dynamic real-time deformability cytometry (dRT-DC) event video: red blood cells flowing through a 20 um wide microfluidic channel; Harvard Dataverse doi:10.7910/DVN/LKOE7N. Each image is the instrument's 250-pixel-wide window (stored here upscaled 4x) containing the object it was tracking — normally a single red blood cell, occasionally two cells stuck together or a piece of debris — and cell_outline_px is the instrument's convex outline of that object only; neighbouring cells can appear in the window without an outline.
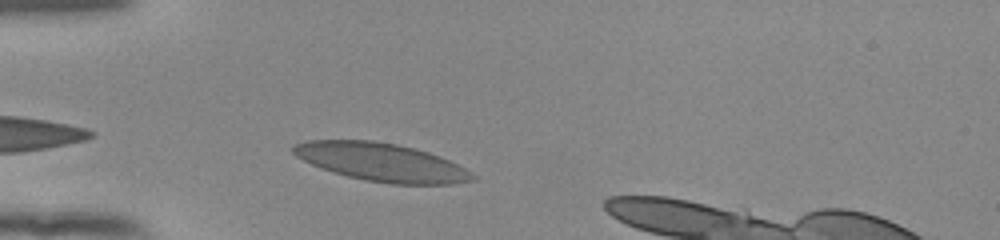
{"species": "human", "species_latin": "Homo sapiens", "temperature_condition": "room temperature", "stored_images_in_passage": 31, "camera_frame_rate_fps": 3000, "um_per_image_px": 0.085, "donor": {"sex": "female"}, "frame": {"image": 1, "passage_image": 2, "time_ms": 0.333, "image_size_px": [1000, 240], "cell_outline_px": [[476, 180], [452, 184], [392, 184], [364, 180], [332, 172], [320, 168], [296, 156], [292, 152], [292, 144], [308, 140], [372, 140], [396, 144], [428, 152], [440, 156], [472, 172], [476, 176]], "centroid_in_image_um": [32.41, 13.79], "position_along_channel_um": 52.6, "area_um2": 39.82}}
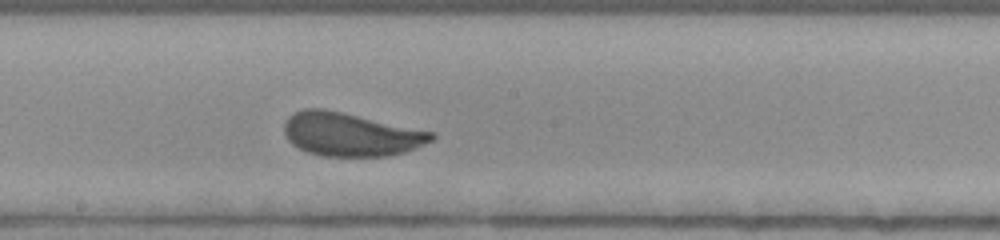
{"frame": {"image": 2, "passage_image": 16, "time_ms": 5.0, "image_size_px": [1000, 240], "cell_outline_px": [[436, 136], [432, 140], [404, 152], [388, 156], [324, 156], [308, 152], [292, 144], [288, 140], [284, 132], [284, 120], [292, 112], [304, 108], [324, 108], [436, 132]], "centroid_in_image_um": [29.78, 11.4], "position_along_channel_um": 218.4, "area_um2": 37.45}}
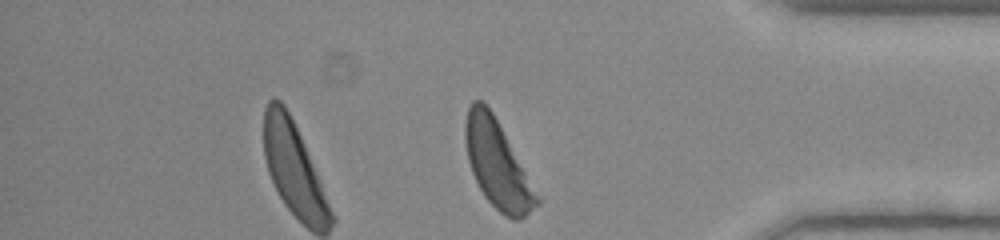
{"frame": {"image": 3, "passage_image": 31, "time_ms": 10.0, "image_size_px": [1000, 240], "cell_outline_px": [[540, 204], [520, 220], [512, 220], [500, 212], [484, 196], [472, 172], [468, 160], [464, 140], [464, 124], [468, 108], [472, 100], [480, 100], [492, 112], [540, 200]], "centroid_in_image_um": [42.23, 13.99], "position_along_channel_um": 393.0, "area_um2": 35.32}, "authors_computed_cell_mechanics": {"area_um2": 36.992, "velocity_mm_per_s": 3.8637, "shape_relaxation_time_tau1_ms": 2.4296, "shape_relaxation_time_tau2_ms": null, "deformation_change_tau1": 0.1138, "deformation_change_tau2": null}}